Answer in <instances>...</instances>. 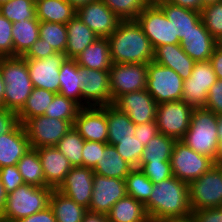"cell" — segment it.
I'll list each match as a JSON object with an SVG mask.
<instances>
[{
  "label": "cell",
  "mask_w": 222,
  "mask_h": 222,
  "mask_svg": "<svg viewBox=\"0 0 222 222\" xmlns=\"http://www.w3.org/2000/svg\"><path fill=\"white\" fill-rule=\"evenodd\" d=\"M151 222H166L191 217L188 183L175 176L154 184L144 204Z\"/></svg>",
  "instance_id": "obj_1"
},
{
  "label": "cell",
  "mask_w": 222,
  "mask_h": 222,
  "mask_svg": "<svg viewBox=\"0 0 222 222\" xmlns=\"http://www.w3.org/2000/svg\"><path fill=\"white\" fill-rule=\"evenodd\" d=\"M108 40L113 64H148L154 59V49L136 20H121Z\"/></svg>",
  "instance_id": "obj_2"
},
{
  "label": "cell",
  "mask_w": 222,
  "mask_h": 222,
  "mask_svg": "<svg viewBox=\"0 0 222 222\" xmlns=\"http://www.w3.org/2000/svg\"><path fill=\"white\" fill-rule=\"evenodd\" d=\"M0 71L5 83L3 107L18 113L33 91L26 60L23 57H0Z\"/></svg>",
  "instance_id": "obj_3"
},
{
  "label": "cell",
  "mask_w": 222,
  "mask_h": 222,
  "mask_svg": "<svg viewBox=\"0 0 222 222\" xmlns=\"http://www.w3.org/2000/svg\"><path fill=\"white\" fill-rule=\"evenodd\" d=\"M218 115L205 108H194L188 130L181 139L191 149L215 160L218 148Z\"/></svg>",
  "instance_id": "obj_4"
},
{
  "label": "cell",
  "mask_w": 222,
  "mask_h": 222,
  "mask_svg": "<svg viewBox=\"0 0 222 222\" xmlns=\"http://www.w3.org/2000/svg\"><path fill=\"white\" fill-rule=\"evenodd\" d=\"M53 188L23 184L7 193L6 205L1 218L6 222H16L49 206Z\"/></svg>",
  "instance_id": "obj_5"
},
{
  "label": "cell",
  "mask_w": 222,
  "mask_h": 222,
  "mask_svg": "<svg viewBox=\"0 0 222 222\" xmlns=\"http://www.w3.org/2000/svg\"><path fill=\"white\" fill-rule=\"evenodd\" d=\"M191 210L222 207V166L209 171L188 184Z\"/></svg>",
  "instance_id": "obj_6"
},
{
  "label": "cell",
  "mask_w": 222,
  "mask_h": 222,
  "mask_svg": "<svg viewBox=\"0 0 222 222\" xmlns=\"http://www.w3.org/2000/svg\"><path fill=\"white\" fill-rule=\"evenodd\" d=\"M183 84L184 80L174 70L154 61L148 63L146 90L157 104L181 100Z\"/></svg>",
  "instance_id": "obj_7"
},
{
  "label": "cell",
  "mask_w": 222,
  "mask_h": 222,
  "mask_svg": "<svg viewBox=\"0 0 222 222\" xmlns=\"http://www.w3.org/2000/svg\"><path fill=\"white\" fill-rule=\"evenodd\" d=\"M170 163L173 176L188 184L215 165L212 158L197 153L181 140L175 142Z\"/></svg>",
  "instance_id": "obj_8"
},
{
  "label": "cell",
  "mask_w": 222,
  "mask_h": 222,
  "mask_svg": "<svg viewBox=\"0 0 222 222\" xmlns=\"http://www.w3.org/2000/svg\"><path fill=\"white\" fill-rule=\"evenodd\" d=\"M75 120H61L40 115L28 119L24 129L31 148L56 146L59 140L73 127Z\"/></svg>",
  "instance_id": "obj_9"
},
{
  "label": "cell",
  "mask_w": 222,
  "mask_h": 222,
  "mask_svg": "<svg viewBox=\"0 0 222 222\" xmlns=\"http://www.w3.org/2000/svg\"><path fill=\"white\" fill-rule=\"evenodd\" d=\"M193 109L183 100L158 104L155 119L158 132L181 140L189 128Z\"/></svg>",
  "instance_id": "obj_10"
},
{
  "label": "cell",
  "mask_w": 222,
  "mask_h": 222,
  "mask_svg": "<svg viewBox=\"0 0 222 222\" xmlns=\"http://www.w3.org/2000/svg\"><path fill=\"white\" fill-rule=\"evenodd\" d=\"M136 21L140 24L153 49L165 44H180L179 39H174L172 22L154 1L141 12Z\"/></svg>",
  "instance_id": "obj_11"
},
{
  "label": "cell",
  "mask_w": 222,
  "mask_h": 222,
  "mask_svg": "<svg viewBox=\"0 0 222 222\" xmlns=\"http://www.w3.org/2000/svg\"><path fill=\"white\" fill-rule=\"evenodd\" d=\"M147 65L139 63L112 64L109 69L112 104L125 93L146 89Z\"/></svg>",
  "instance_id": "obj_12"
},
{
  "label": "cell",
  "mask_w": 222,
  "mask_h": 222,
  "mask_svg": "<svg viewBox=\"0 0 222 222\" xmlns=\"http://www.w3.org/2000/svg\"><path fill=\"white\" fill-rule=\"evenodd\" d=\"M217 81L211 62H195L191 76L184 80L182 99L193 108H204L208 98V91Z\"/></svg>",
  "instance_id": "obj_13"
},
{
  "label": "cell",
  "mask_w": 222,
  "mask_h": 222,
  "mask_svg": "<svg viewBox=\"0 0 222 222\" xmlns=\"http://www.w3.org/2000/svg\"><path fill=\"white\" fill-rule=\"evenodd\" d=\"M80 73L82 83L81 107L111 105L112 95L110 92L109 71L95 70L80 66Z\"/></svg>",
  "instance_id": "obj_14"
},
{
  "label": "cell",
  "mask_w": 222,
  "mask_h": 222,
  "mask_svg": "<svg viewBox=\"0 0 222 222\" xmlns=\"http://www.w3.org/2000/svg\"><path fill=\"white\" fill-rule=\"evenodd\" d=\"M65 59V54L61 52L42 59H25L33 87L58 94L60 68Z\"/></svg>",
  "instance_id": "obj_15"
},
{
  "label": "cell",
  "mask_w": 222,
  "mask_h": 222,
  "mask_svg": "<svg viewBox=\"0 0 222 222\" xmlns=\"http://www.w3.org/2000/svg\"><path fill=\"white\" fill-rule=\"evenodd\" d=\"M92 197L88 211L107 214L111 207L127 195L126 182L97 173L93 176Z\"/></svg>",
  "instance_id": "obj_16"
},
{
  "label": "cell",
  "mask_w": 222,
  "mask_h": 222,
  "mask_svg": "<svg viewBox=\"0 0 222 222\" xmlns=\"http://www.w3.org/2000/svg\"><path fill=\"white\" fill-rule=\"evenodd\" d=\"M112 105L126 113L135 125L156 119L158 104L146 89L125 93L119 96Z\"/></svg>",
  "instance_id": "obj_17"
},
{
  "label": "cell",
  "mask_w": 222,
  "mask_h": 222,
  "mask_svg": "<svg viewBox=\"0 0 222 222\" xmlns=\"http://www.w3.org/2000/svg\"><path fill=\"white\" fill-rule=\"evenodd\" d=\"M73 126L84 140L107 143V105L82 107L75 118Z\"/></svg>",
  "instance_id": "obj_18"
},
{
  "label": "cell",
  "mask_w": 222,
  "mask_h": 222,
  "mask_svg": "<svg viewBox=\"0 0 222 222\" xmlns=\"http://www.w3.org/2000/svg\"><path fill=\"white\" fill-rule=\"evenodd\" d=\"M76 15L99 38H108L112 35L121 21L102 0H95L82 6Z\"/></svg>",
  "instance_id": "obj_19"
},
{
  "label": "cell",
  "mask_w": 222,
  "mask_h": 222,
  "mask_svg": "<svg viewBox=\"0 0 222 222\" xmlns=\"http://www.w3.org/2000/svg\"><path fill=\"white\" fill-rule=\"evenodd\" d=\"M93 176L91 168L72 167L56 190L88 209L93 191Z\"/></svg>",
  "instance_id": "obj_20"
},
{
  "label": "cell",
  "mask_w": 222,
  "mask_h": 222,
  "mask_svg": "<svg viewBox=\"0 0 222 222\" xmlns=\"http://www.w3.org/2000/svg\"><path fill=\"white\" fill-rule=\"evenodd\" d=\"M180 45L183 51L195 62H201L211 58L218 42L205 28V24L201 19L195 25V29H192L180 40Z\"/></svg>",
  "instance_id": "obj_21"
},
{
  "label": "cell",
  "mask_w": 222,
  "mask_h": 222,
  "mask_svg": "<svg viewBox=\"0 0 222 222\" xmlns=\"http://www.w3.org/2000/svg\"><path fill=\"white\" fill-rule=\"evenodd\" d=\"M36 150L41 160L46 184L50 188L57 189L73 166L56 146L39 147Z\"/></svg>",
  "instance_id": "obj_22"
},
{
  "label": "cell",
  "mask_w": 222,
  "mask_h": 222,
  "mask_svg": "<svg viewBox=\"0 0 222 222\" xmlns=\"http://www.w3.org/2000/svg\"><path fill=\"white\" fill-rule=\"evenodd\" d=\"M31 148L23 124L19 123L10 133L0 135V168L17 165Z\"/></svg>",
  "instance_id": "obj_23"
},
{
  "label": "cell",
  "mask_w": 222,
  "mask_h": 222,
  "mask_svg": "<svg viewBox=\"0 0 222 222\" xmlns=\"http://www.w3.org/2000/svg\"><path fill=\"white\" fill-rule=\"evenodd\" d=\"M153 61L174 70L183 80L191 76L195 64L180 44H165L156 47Z\"/></svg>",
  "instance_id": "obj_24"
},
{
  "label": "cell",
  "mask_w": 222,
  "mask_h": 222,
  "mask_svg": "<svg viewBox=\"0 0 222 222\" xmlns=\"http://www.w3.org/2000/svg\"><path fill=\"white\" fill-rule=\"evenodd\" d=\"M173 24L174 39L181 40L201 20V13L172 4L167 0H153Z\"/></svg>",
  "instance_id": "obj_25"
},
{
  "label": "cell",
  "mask_w": 222,
  "mask_h": 222,
  "mask_svg": "<svg viewBox=\"0 0 222 222\" xmlns=\"http://www.w3.org/2000/svg\"><path fill=\"white\" fill-rule=\"evenodd\" d=\"M66 28L68 39L64 54L67 59H76L99 38L77 15L66 24Z\"/></svg>",
  "instance_id": "obj_26"
},
{
  "label": "cell",
  "mask_w": 222,
  "mask_h": 222,
  "mask_svg": "<svg viewBox=\"0 0 222 222\" xmlns=\"http://www.w3.org/2000/svg\"><path fill=\"white\" fill-rule=\"evenodd\" d=\"M133 167L117 152L115 146L107 145L98 159L93 172L109 178L125 180Z\"/></svg>",
  "instance_id": "obj_27"
},
{
  "label": "cell",
  "mask_w": 222,
  "mask_h": 222,
  "mask_svg": "<svg viewBox=\"0 0 222 222\" xmlns=\"http://www.w3.org/2000/svg\"><path fill=\"white\" fill-rule=\"evenodd\" d=\"M75 60L79 66L84 68L109 71L113 63L110 57L108 38H98Z\"/></svg>",
  "instance_id": "obj_28"
},
{
  "label": "cell",
  "mask_w": 222,
  "mask_h": 222,
  "mask_svg": "<svg viewBox=\"0 0 222 222\" xmlns=\"http://www.w3.org/2000/svg\"><path fill=\"white\" fill-rule=\"evenodd\" d=\"M107 217L109 222H151L145 205L128 195L111 207Z\"/></svg>",
  "instance_id": "obj_29"
},
{
  "label": "cell",
  "mask_w": 222,
  "mask_h": 222,
  "mask_svg": "<svg viewBox=\"0 0 222 222\" xmlns=\"http://www.w3.org/2000/svg\"><path fill=\"white\" fill-rule=\"evenodd\" d=\"M36 18L40 22L67 24L77 11L66 0H35Z\"/></svg>",
  "instance_id": "obj_30"
},
{
  "label": "cell",
  "mask_w": 222,
  "mask_h": 222,
  "mask_svg": "<svg viewBox=\"0 0 222 222\" xmlns=\"http://www.w3.org/2000/svg\"><path fill=\"white\" fill-rule=\"evenodd\" d=\"M49 207L53 211L56 222H82L88 211L56 189L51 193Z\"/></svg>",
  "instance_id": "obj_31"
},
{
  "label": "cell",
  "mask_w": 222,
  "mask_h": 222,
  "mask_svg": "<svg viewBox=\"0 0 222 222\" xmlns=\"http://www.w3.org/2000/svg\"><path fill=\"white\" fill-rule=\"evenodd\" d=\"M108 141L114 146L119 140L134 137L136 125L129 119L126 113L118 110L114 105H107Z\"/></svg>",
  "instance_id": "obj_32"
},
{
  "label": "cell",
  "mask_w": 222,
  "mask_h": 222,
  "mask_svg": "<svg viewBox=\"0 0 222 222\" xmlns=\"http://www.w3.org/2000/svg\"><path fill=\"white\" fill-rule=\"evenodd\" d=\"M39 25L40 21L36 17L31 20L13 22V57H22L39 39Z\"/></svg>",
  "instance_id": "obj_33"
},
{
  "label": "cell",
  "mask_w": 222,
  "mask_h": 222,
  "mask_svg": "<svg viewBox=\"0 0 222 222\" xmlns=\"http://www.w3.org/2000/svg\"><path fill=\"white\" fill-rule=\"evenodd\" d=\"M59 94L81 106V73L75 59H65L60 68Z\"/></svg>",
  "instance_id": "obj_34"
},
{
  "label": "cell",
  "mask_w": 222,
  "mask_h": 222,
  "mask_svg": "<svg viewBox=\"0 0 222 222\" xmlns=\"http://www.w3.org/2000/svg\"><path fill=\"white\" fill-rule=\"evenodd\" d=\"M17 168L25 184L37 187H49L42 170V164L35 148H30L17 162Z\"/></svg>",
  "instance_id": "obj_35"
},
{
  "label": "cell",
  "mask_w": 222,
  "mask_h": 222,
  "mask_svg": "<svg viewBox=\"0 0 222 222\" xmlns=\"http://www.w3.org/2000/svg\"><path fill=\"white\" fill-rule=\"evenodd\" d=\"M176 141L162 133L156 134L144 147L139 163L170 161Z\"/></svg>",
  "instance_id": "obj_36"
},
{
  "label": "cell",
  "mask_w": 222,
  "mask_h": 222,
  "mask_svg": "<svg viewBox=\"0 0 222 222\" xmlns=\"http://www.w3.org/2000/svg\"><path fill=\"white\" fill-rule=\"evenodd\" d=\"M55 94L42 88H33L25 105L17 113L19 123L24 124L28 119L44 115L46 108L53 101Z\"/></svg>",
  "instance_id": "obj_37"
},
{
  "label": "cell",
  "mask_w": 222,
  "mask_h": 222,
  "mask_svg": "<svg viewBox=\"0 0 222 222\" xmlns=\"http://www.w3.org/2000/svg\"><path fill=\"white\" fill-rule=\"evenodd\" d=\"M85 140L74 126L59 140L56 148L69 160L73 167H83L82 150Z\"/></svg>",
  "instance_id": "obj_38"
},
{
  "label": "cell",
  "mask_w": 222,
  "mask_h": 222,
  "mask_svg": "<svg viewBox=\"0 0 222 222\" xmlns=\"http://www.w3.org/2000/svg\"><path fill=\"white\" fill-rule=\"evenodd\" d=\"M125 182L128 196L135 198L142 204L148 201L154 184L139 168H133Z\"/></svg>",
  "instance_id": "obj_39"
},
{
  "label": "cell",
  "mask_w": 222,
  "mask_h": 222,
  "mask_svg": "<svg viewBox=\"0 0 222 222\" xmlns=\"http://www.w3.org/2000/svg\"><path fill=\"white\" fill-rule=\"evenodd\" d=\"M39 38L44 40L48 46H51L56 52L65 53L67 45V28L62 23L40 22Z\"/></svg>",
  "instance_id": "obj_40"
},
{
  "label": "cell",
  "mask_w": 222,
  "mask_h": 222,
  "mask_svg": "<svg viewBox=\"0 0 222 222\" xmlns=\"http://www.w3.org/2000/svg\"><path fill=\"white\" fill-rule=\"evenodd\" d=\"M0 14L12 23L34 19L36 17L35 0H9L0 7Z\"/></svg>",
  "instance_id": "obj_41"
},
{
  "label": "cell",
  "mask_w": 222,
  "mask_h": 222,
  "mask_svg": "<svg viewBox=\"0 0 222 222\" xmlns=\"http://www.w3.org/2000/svg\"><path fill=\"white\" fill-rule=\"evenodd\" d=\"M121 20H136L153 0H102Z\"/></svg>",
  "instance_id": "obj_42"
},
{
  "label": "cell",
  "mask_w": 222,
  "mask_h": 222,
  "mask_svg": "<svg viewBox=\"0 0 222 222\" xmlns=\"http://www.w3.org/2000/svg\"><path fill=\"white\" fill-rule=\"evenodd\" d=\"M82 107L72 99L55 94L53 101L46 108L45 116L61 120H75Z\"/></svg>",
  "instance_id": "obj_43"
},
{
  "label": "cell",
  "mask_w": 222,
  "mask_h": 222,
  "mask_svg": "<svg viewBox=\"0 0 222 222\" xmlns=\"http://www.w3.org/2000/svg\"><path fill=\"white\" fill-rule=\"evenodd\" d=\"M200 13L205 28L218 42L222 38V1L204 6Z\"/></svg>",
  "instance_id": "obj_44"
},
{
  "label": "cell",
  "mask_w": 222,
  "mask_h": 222,
  "mask_svg": "<svg viewBox=\"0 0 222 222\" xmlns=\"http://www.w3.org/2000/svg\"><path fill=\"white\" fill-rule=\"evenodd\" d=\"M114 146L121 157L133 168L139 167L141 155L145 146L135 136L131 139L119 140Z\"/></svg>",
  "instance_id": "obj_45"
},
{
  "label": "cell",
  "mask_w": 222,
  "mask_h": 222,
  "mask_svg": "<svg viewBox=\"0 0 222 222\" xmlns=\"http://www.w3.org/2000/svg\"><path fill=\"white\" fill-rule=\"evenodd\" d=\"M138 168L153 182V184H157L173 176L170 161L139 163Z\"/></svg>",
  "instance_id": "obj_46"
},
{
  "label": "cell",
  "mask_w": 222,
  "mask_h": 222,
  "mask_svg": "<svg viewBox=\"0 0 222 222\" xmlns=\"http://www.w3.org/2000/svg\"><path fill=\"white\" fill-rule=\"evenodd\" d=\"M13 23L0 14V57H13Z\"/></svg>",
  "instance_id": "obj_47"
},
{
  "label": "cell",
  "mask_w": 222,
  "mask_h": 222,
  "mask_svg": "<svg viewBox=\"0 0 222 222\" xmlns=\"http://www.w3.org/2000/svg\"><path fill=\"white\" fill-rule=\"evenodd\" d=\"M0 181L6 193L12 192L17 187L25 184L22 175L18 171L17 165L0 168Z\"/></svg>",
  "instance_id": "obj_48"
},
{
  "label": "cell",
  "mask_w": 222,
  "mask_h": 222,
  "mask_svg": "<svg viewBox=\"0 0 222 222\" xmlns=\"http://www.w3.org/2000/svg\"><path fill=\"white\" fill-rule=\"evenodd\" d=\"M107 145L108 143H100L85 140L82 150L83 167L93 169L101 156V151H104V148Z\"/></svg>",
  "instance_id": "obj_49"
},
{
  "label": "cell",
  "mask_w": 222,
  "mask_h": 222,
  "mask_svg": "<svg viewBox=\"0 0 222 222\" xmlns=\"http://www.w3.org/2000/svg\"><path fill=\"white\" fill-rule=\"evenodd\" d=\"M204 108L214 112L216 115H222V79H217L209 89Z\"/></svg>",
  "instance_id": "obj_50"
},
{
  "label": "cell",
  "mask_w": 222,
  "mask_h": 222,
  "mask_svg": "<svg viewBox=\"0 0 222 222\" xmlns=\"http://www.w3.org/2000/svg\"><path fill=\"white\" fill-rule=\"evenodd\" d=\"M54 53H56V51L44 43V40L39 38L22 57L24 59H42Z\"/></svg>",
  "instance_id": "obj_51"
},
{
  "label": "cell",
  "mask_w": 222,
  "mask_h": 222,
  "mask_svg": "<svg viewBox=\"0 0 222 222\" xmlns=\"http://www.w3.org/2000/svg\"><path fill=\"white\" fill-rule=\"evenodd\" d=\"M18 124L17 113L0 106V135L10 133Z\"/></svg>",
  "instance_id": "obj_52"
},
{
  "label": "cell",
  "mask_w": 222,
  "mask_h": 222,
  "mask_svg": "<svg viewBox=\"0 0 222 222\" xmlns=\"http://www.w3.org/2000/svg\"><path fill=\"white\" fill-rule=\"evenodd\" d=\"M191 218L194 222H222L221 208H206L193 211Z\"/></svg>",
  "instance_id": "obj_53"
},
{
  "label": "cell",
  "mask_w": 222,
  "mask_h": 222,
  "mask_svg": "<svg viewBox=\"0 0 222 222\" xmlns=\"http://www.w3.org/2000/svg\"><path fill=\"white\" fill-rule=\"evenodd\" d=\"M158 126L156 121L136 125L134 136L146 146L150 139L158 134Z\"/></svg>",
  "instance_id": "obj_54"
},
{
  "label": "cell",
  "mask_w": 222,
  "mask_h": 222,
  "mask_svg": "<svg viewBox=\"0 0 222 222\" xmlns=\"http://www.w3.org/2000/svg\"><path fill=\"white\" fill-rule=\"evenodd\" d=\"M16 222H56V219L52 209L48 206L44 210L19 219Z\"/></svg>",
  "instance_id": "obj_55"
},
{
  "label": "cell",
  "mask_w": 222,
  "mask_h": 222,
  "mask_svg": "<svg viewBox=\"0 0 222 222\" xmlns=\"http://www.w3.org/2000/svg\"><path fill=\"white\" fill-rule=\"evenodd\" d=\"M217 79H222V49L217 45L209 59Z\"/></svg>",
  "instance_id": "obj_56"
},
{
  "label": "cell",
  "mask_w": 222,
  "mask_h": 222,
  "mask_svg": "<svg viewBox=\"0 0 222 222\" xmlns=\"http://www.w3.org/2000/svg\"><path fill=\"white\" fill-rule=\"evenodd\" d=\"M174 5L201 12L202 0H167Z\"/></svg>",
  "instance_id": "obj_57"
},
{
  "label": "cell",
  "mask_w": 222,
  "mask_h": 222,
  "mask_svg": "<svg viewBox=\"0 0 222 222\" xmlns=\"http://www.w3.org/2000/svg\"><path fill=\"white\" fill-rule=\"evenodd\" d=\"M82 222H109L107 214L87 211Z\"/></svg>",
  "instance_id": "obj_58"
},
{
  "label": "cell",
  "mask_w": 222,
  "mask_h": 222,
  "mask_svg": "<svg viewBox=\"0 0 222 222\" xmlns=\"http://www.w3.org/2000/svg\"><path fill=\"white\" fill-rule=\"evenodd\" d=\"M218 148L215 155L214 164L218 166H222V134H218Z\"/></svg>",
  "instance_id": "obj_59"
},
{
  "label": "cell",
  "mask_w": 222,
  "mask_h": 222,
  "mask_svg": "<svg viewBox=\"0 0 222 222\" xmlns=\"http://www.w3.org/2000/svg\"><path fill=\"white\" fill-rule=\"evenodd\" d=\"M6 197L7 193L5 192L4 186L0 181V218L6 205Z\"/></svg>",
  "instance_id": "obj_60"
},
{
  "label": "cell",
  "mask_w": 222,
  "mask_h": 222,
  "mask_svg": "<svg viewBox=\"0 0 222 222\" xmlns=\"http://www.w3.org/2000/svg\"><path fill=\"white\" fill-rule=\"evenodd\" d=\"M76 11L86 4L95 0H66Z\"/></svg>",
  "instance_id": "obj_61"
},
{
  "label": "cell",
  "mask_w": 222,
  "mask_h": 222,
  "mask_svg": "<svg viewBox=\"0 0 222 222\" xmlns=\"http://www.w3.org/2000/svg\"><path fill=\"white\" fill-rule=\"evenodd\" d=\"M4 94H5V83L2 79L1 71H0V106L3 107V101H4Z\"/></svg>",
  "instance_id": "obj_62"
},
{
  "label": "cell",
  "mask_w": 222,
  "mask_h": 222,
  "mask_svg": "<svg viewBox=\"0 0 222 222\" xmlns=\"http://www.w3.org/2000/svg\"><path fill=\"white\" fill-rule=\"evenodd\" d=\"M217 134H222V115H218Z\"/></svg>",
  "instance_id": "obj_63"
},
{
  "label": "cell",
  "mask_w": 222,
  "mask_h": 222,
  "mask_svg": "<svg viewBox=\"0 0 222 222\" xmlns=\"http://www.w3.org/2000/svg\"><path fill=\"white\" fill-rule=\"evenodd\" d=\"M222 0H202V8L204 6L210 5V4H214V3H218L221 2Z\"/></svg>",
  "instance_id": "obj_64"
},
{
  "label": "cell",
  "mask_w": 222,
  "mask_h": 222,
  "mask_svg": "<svg viewBox=\"0 0 222 222\" xmlns=\"http://www.w3.org/2000/svg\"><path fill=\"white\" fill-rule=\"evenodd\" d=\"M166 222H194V220L190 217L187 219L171 220V221H166Z\"/></svg>",
  "instance_id": "obj_65"
},
{
  "label": "cell",
  "mask_w": 222,
  "mask_h": 222,
  "mask_svg": "<svg viewBox=\"0 0 222 222\" xmlns=\"http://www.w3.org/2000/svg\"><path fill=\"white\" fill-rule=\"evenodd\" d=\"M9 0H0V7L3 5V4H5V3H7Z\"/></svg>",
  "instance_id": "obj_66"
},
{
  "label": "cell",
  "mask_w": 222,
  "mask_h": 222,
  "mask_svg": "<svg viewBox=\"0 0 222 222\" xmlns=\"http://www.w3.org/2000/svg\"><path fill=\"white\" fill-rule=\"evenodd\" d=\"M218 46L222 49V38L218 41Z\"/></svg>",
  "instance_id": "obj_67"
},
{
  "label": "cell",
  "mask_w": 222,
  "mask_h": 222,
  "mask_svg": "<svg viewBox=\"0 0 222 222\" xmlns=\"http://www.w3.org/2000/svg\"><path fill=\"white\" fill-rule=\"evenodd\" d=\"M0 222H6L5 220H3L2 218H0Z\"/></svg>",
  "instance_id": "obj_68"
}]
</instances>
